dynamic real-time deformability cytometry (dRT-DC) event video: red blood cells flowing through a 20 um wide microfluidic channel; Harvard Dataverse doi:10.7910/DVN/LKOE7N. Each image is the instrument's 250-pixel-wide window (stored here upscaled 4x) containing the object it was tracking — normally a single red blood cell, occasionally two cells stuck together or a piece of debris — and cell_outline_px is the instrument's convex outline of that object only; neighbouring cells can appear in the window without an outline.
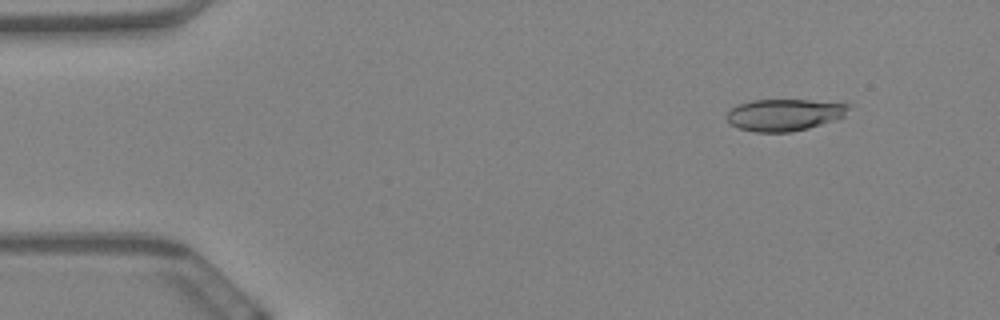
{"species": "Egyptian fruit bat (a non-hibernating species)", "species_latin": "Rousettus aegyptiacus", "temperature_condition": "warm", "stored_images_in_passage": 59, "camera_frame_rate_fps": 3000, "um_per_image_px": 0.085, "animal": {"sex": "female"}, "frame": {"image": 1, "passage_image": 6, "time_ms": 1.667, "image_size_px": [1000, 320], "cell_outline_px": [[852, 104], [844, 116], [836, 120], [808, 128], [792, 132], [756, 132], [740, 128], [732, 124], [724, 116], [732, 108], [740, 104], [752, 100], [808, 100]], "centroid_in_image_um": [66.7, 9.76], "position_along_channel_um": 18.3, "area_um2": 22.54}}
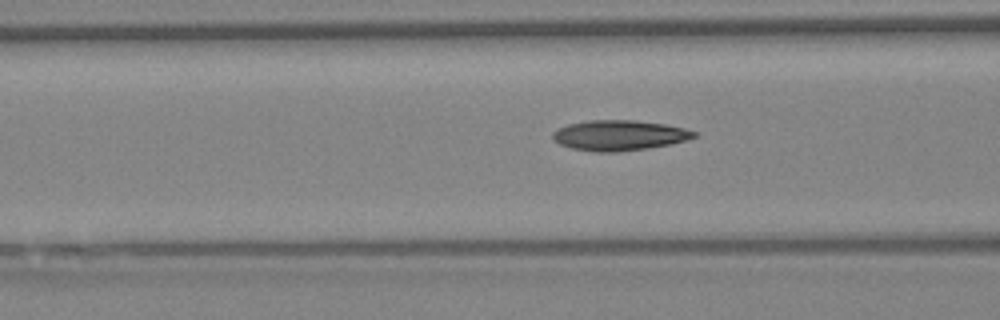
{"frame": {"image": 2, "passage_image": 23, "time_ms": 7.333, "image_size_px": [1000, 320], "cell_outline_px": [[696, 136], [688, 140], [648, 148], [616, 152], [596, 152], [572, 148], [560, 144], [552, 140], [552, 132], [568, 124], [588, 120], [636, 120], [664, 124], [684, 128], [696, 132]], "centroid_in_image_um": [52.61, 11.5], "position_along_channel_um": 114.0, "area_um2": 24.91}}
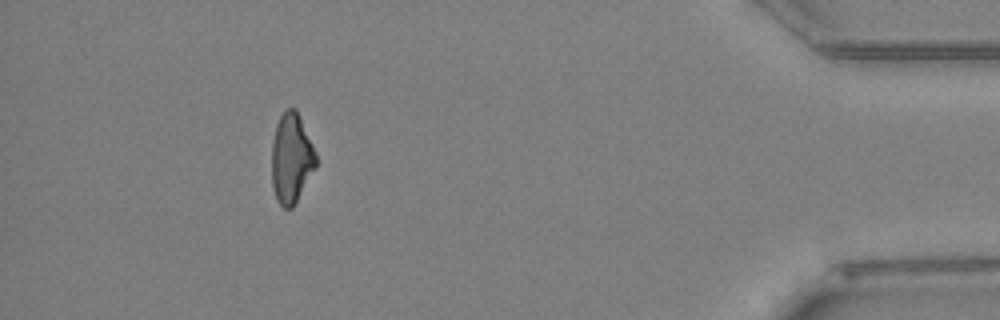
{"frame": {"image": 3, "passage_image": 54, "time_ms": 17.667, "image_size_px": [1000, 320], "cell_outline_px": [[316, 168], [292, 208], [284, 208], [276, 200], [272, 184], [272, 144], [276, 124], [280, 116], [288, 108], [296, 108], [316, 152]], "centroid_in_image_um": [24.77, 13.46], "position_along_channel_um": 410.4, "area_um2": 23.12}, "authors_computed_cell_mechanics": {"area_um2": 23.6402, "velocity_mm_per_s": 3.4323, "shape_relaxation_time_tau1_ms": 10.1473, "shape_relaxation_time_tau2_ms": 3.9933, "deformation_change_tau1": 0.2126, "deformation_change_tau2": 0.1214}}